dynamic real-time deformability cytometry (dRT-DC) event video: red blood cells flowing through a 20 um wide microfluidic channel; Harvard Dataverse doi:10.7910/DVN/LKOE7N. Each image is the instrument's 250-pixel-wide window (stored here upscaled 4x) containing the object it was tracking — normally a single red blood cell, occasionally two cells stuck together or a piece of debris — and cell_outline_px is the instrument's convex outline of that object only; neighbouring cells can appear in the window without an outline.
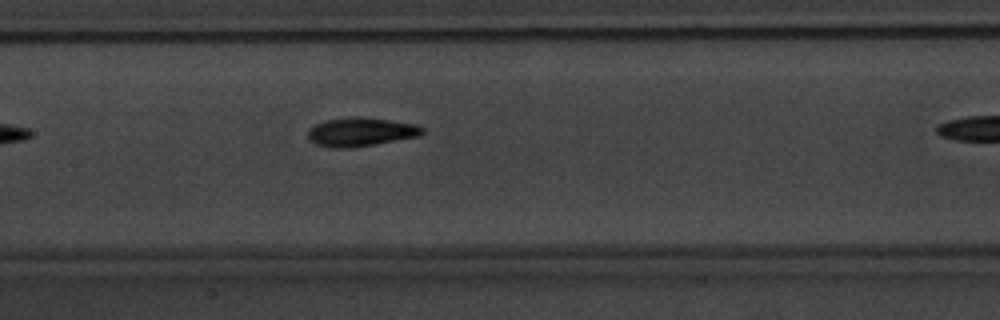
{"species": "common noctule bat (a hibernating species)", "species_latin": "Nyctalus noctula", "temperature_condition": "warm", "stored_images_in_passage": 7, "camera_frame_rate_fps": 3000, "um_per_image_px": 0.085, "animal": {"sex": "male", "body_mass_g": 20.1, "forearm_length_mm": 53.5}, "frame": {"image": 1, "passage_image": 6, "time_ms": 6.0, "image_size_px": [1000, 320], "cell_outline_px": [[424, 132], [420, 136], [376, 144], [348, 148], [332, 148], [316, 144], [308, 140], [308, 128], [324, 120], [356, 116], [364, 116], [416, 124], [424, 128]], "centroid_in_image_um": [30.66, 11.21], "position_along_channel_um": 176.7, "area_um2": 19.42}}